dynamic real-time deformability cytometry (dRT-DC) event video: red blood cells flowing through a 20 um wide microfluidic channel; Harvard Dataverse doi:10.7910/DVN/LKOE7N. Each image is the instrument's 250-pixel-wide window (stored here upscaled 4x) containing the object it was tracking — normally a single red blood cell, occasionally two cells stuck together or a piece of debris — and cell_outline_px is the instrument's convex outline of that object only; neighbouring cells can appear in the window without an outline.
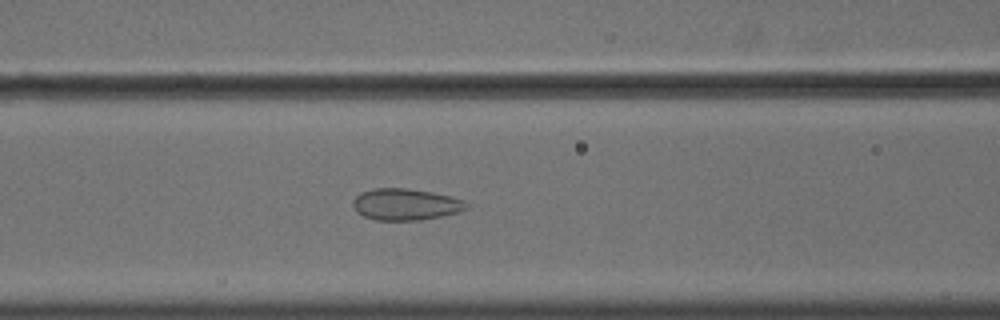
{"species": "common noctule bat (a hibernating species)", "species_latin": "Nyctalus noctula", "temperature_condition": "cold", "stored_images_in_passage": 57, "camera_frame_rate_fps": 3000, "um_per_image_px": 0.085, "animal": {"sex": "male", "body_mass_g": 18.8}, "frame": {"image": 1, "passage_image": 25, "time_ms": 8.0, "image_size_px": [1000, 320], "cell_outline_px": [[468, 208], [460, 212], [420, 220], [376, 220], [364, 216], [356, 212], [352, 204], [352, 200], [360, 192], [372, 188], [408, 188], [432, 192], [464, 200], [468, 204]], "centroid_in_image_um": [34.45, 17.36], "position_along_channel_um": 132.2, "area_um2": 20.98}}
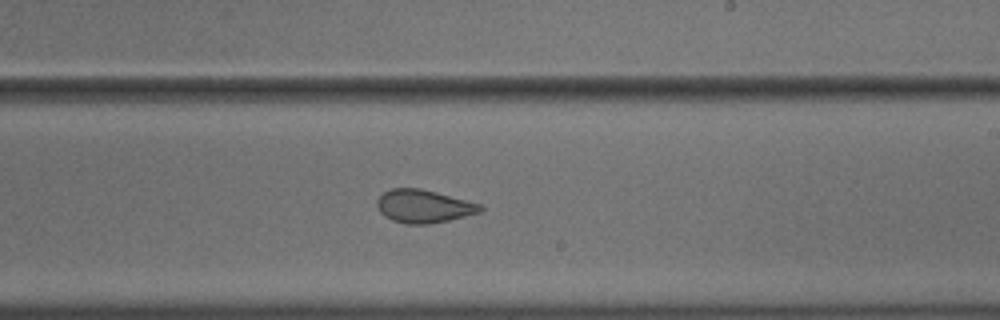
{"frame": {"image": 2, "passage_image": 35, "time_ms": 11.333, "image_size_px": [1000, 320], "cell_outline_px": [[484, 208], [480, 212], [448, 220], [428, 224], [408, 224], [392, 220], [384, 216], [380, 212], [376, 204], [376, 200], [384, 192], [392, 188], [420, 188], [484, 204]], "centroid_in_image_um": [36.02, 17.52], "position_along_channel_um": 253.0, "area_um2": 19.94}}
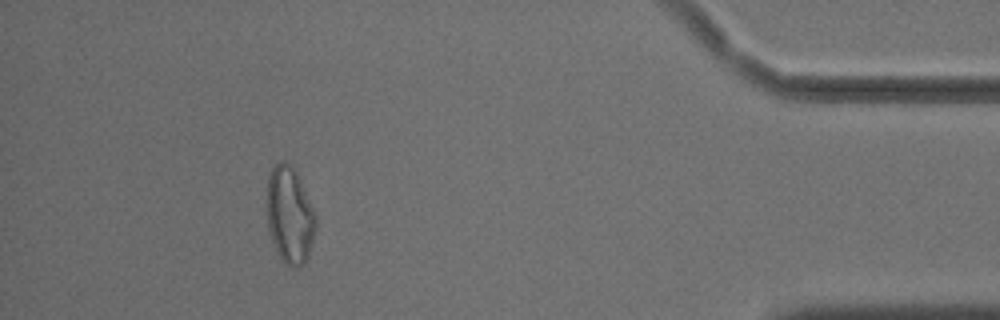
{"frame": {"image": 3, "passage_image": 52, "time_ms": 17.0, "image_size_px": [1000, 320], "cell_outline_px": [[316, 228], [308, 256], [304, 264], [296, 268], [292, 268], [280, 256], [268, 232], [268, 176], [272, 168], [280, 160], [284, 160], [292, 164], [300, 180], [316, 216]], "centroid_in_image_um": [24.64, 18.27], "position_along_channel_um": 410.6, "area_um2": 27.22}, "authors_computed_cell_mechanics": {"area_um2": 24.6806, "velocity_mm_per_s": 3.6199, "shape_relaxation_time_tau1_ms": null, "shape_relaxation_time_tau2_ms": 1.0135, "deformation_change_tau1": null, "deformation_change_tau2": 0.072}}